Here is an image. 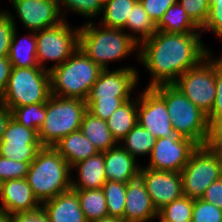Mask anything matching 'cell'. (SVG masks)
Listing matches in <instances>:
<instances>
[{
    "label": "cell",
    "instance_id": "f1b7e54d",
    "mask_svg": "<svg viewBox=\"0 0 222 222\" xmlns=\"http://www.w3.org/2000/svg\"><path fill=\"white\" fill-rule=\"evenodd\" d=\"M138 0H105L101 15V26L105 28L123 29L131 8Z\"/></svg>",
    "mask_w": 222,
    "mask_h": 222
},
{
    "label": "cell",
    "instance_id": "5bb4252c",
    "mask_svg": "<svg viewBox=\"0 0 222 222\" xmlns=\"http://www.w3.org/2000/svg\"><path fill=\"white\" fill-rule=\"evenodd\" d=\"M10 3L28 31H40L64 21L56 0H11Z\"/></svg>",
    "mask_w": 222,
    "mask_h": 222
},
{
    "label": "cell",
    "instance_id": "7dc6e473",
    "mask_svg": "<svg viewBox=\"0 0 222 222\" xmlns=\"http://www.w3.org/2000/svg\"><path fill=\"white\" fill-rule=\"evenodd\" d=\"M12 118V112L5 105L0 102V142L3 138L5 129L7 128L10 119Z\"/></svg>",
    "mask_w": 222,
    "mask_h": 222
},
{
    "label": "cell",
    "instance_id": "d6a6232c",
    "mask_svg": "<svg viewBox=\"0 0 222 222\" xmlns=\"http://www.w3.org/2000/svg\"><path fill=\"white\" fill-rule=\"evenodd\" d=\"M12 118L30 129H40L46 117V103H37L11 109Z\"/></svg>",
    "mask_w": 222,
    "mask_h": 222
},
{
    "label": "cell",
    "instance_id": "30bf717a",
    "mask_svg": "<svg viewBox=\"0 0 222 222\" xmlns=\"http://www.w3.org/2000/svg\"><path fill=\"white\" fill-rule=\"evenodd\" d=\"M35 35L38 65L48 71L65 62L79 48V27L72 29L67 20L36 31ZM47 61H53V66H46Z\"/></svg>",
    "mask_w": 222,
    "mask_h": 222
},
{
    "label": "cell",
    "instance_id": "484cf974",
    "mask_svg": "<svg viewBox=\"0 0 222 222\" xmlns=\"http://www.w3.org/2000/svg\"><path fill=\"white\" fill-rule=\"evenodd\" d=\"M110 132L119 143L137 125V96L117 108L106 121Z\"/></svg>",
    "mask_w": 222,
    "mask_h": 222
},
{
    "label": "cell",
    "instance_id": "d6986e66",
    "mask_svg": "<svg viewBox=\"0 0 222 222\" xmlns=\"http://www.w3.org/2000/svg\"><path fill=\"white\" fill-rule=\"evenodd\" d=\"M103 153L107 181L128 183L139 177L142 165L120 144Z\"/></svg>",
    "mask_w": 222,
    "mask_h": 222
},
{
    "label": "cell",
    "instance_id": "74e56055",
    "mask_svg": "<svg viewBox=\"0 0 222 222\" xmlns=\"http://www.w3.org/2000/svg\"><path fill=\"white\" fill-rule=\"evenodd\" d=\"M31 162L14 161L0 155V179H24L27 177Z\"/></svg>",
    "mask_w": 222,
    "mask_h": 222
},
{
    "label": "cell",
    "instance_id": "f907efd6",
    "mask_svg": "<svg viewBox=\"0 0 222 222\" xmlns=\"http://www.w3.org/2000/svg\"><path fill=\"white\" fill-rule=\"evenodd\" d=\"M2 187H3V181L0 179V196H1V193H2Z\"/></svg>",
    "mask_w": 222,
    "mask_h": 222
},
{
    "label": "cell",
    "instance_id": "f6af8a7d",
    "mask_svg": "<svg viewBox=\"0 0 222 222\" xmlns=\"http://www.w3.org/2000/svg\"><path fill=\"white\" fill-rule=\"evenodd\" d=\"M202 200L214 204L222 209V177L214 181L201 197Z\"/></svg>",
    "mask_w": 222,
    "mask_h": 222
},
{
    "label": "cell",
    "instance_id": "6da1fadb",
    "mask_svg": "<svg viewBox=\"0 0 222 222\" xmlns=\"http://www.w3.org/2000/svg\"><path fill=\"white\" fill-rule=\"evenodd\" d=\"M202 33H165L156 31L139 45L140 63L151 74L147 88L173 84L211 52L201 40Z\"/></svg>",
    "mask_w": 222,
    "mask_h": 222
},
{
    "label": "cell",
    "instance_id": "44dd1931",
    "mask_svg": "<svg viewBox=\"0 0 222 222\" xmlns=\"http://www.w3.org/2000/svg\"><path fill=\"white\" fill-rule=\"evenodd\" d=\"M77 171V179L71 180V189H101L106 183L104 153L79 161L71 167Z\"/></svg>",
    "mask_w": 222,
    "mask_h": 222
},
{
    "label": "cell",
    "instance_id": "9c48e42d",
    "mask_svg": "<svg viewBox=\"0 0 222 222\" xmlns=\"http://www.w3.org/2000/svg\"><path fill=\"white\" fill-rule=\"evenodd\" d=\"M210 52L198 65L180 75L173 85L208 115L216 96L215 57Z\"/></svg>",
    "mask_w": 222,
    "mask_h": 222
},
{
    "label": "cell",
    "instance_id": "5b68a950",
    "mask_svg": "<svg viewBox=\"0 0 222 222\" xmlns=\"http://www.w3.org/2000/svg\"><path fill=\"white\" fill-rule=\"evenodd\" d=\"M152 89L165 101L175 133L204 146L209 130L207 115L173 84H162Z\"/></svg>",
    "mask_w": 222,
    "mask_h": 222
},
{
    "label": "cell",
    "instance_id": "e0dca14e",
    "mask_svg": "<svg viewBox=\"0 0 222 222\" xmlns=\"http://www.w3.org/2000/svg\"><path fill=\"white\" fill-rule=\"evenodd\" d=\"M124 222H149L158 218L146 185L142 178L126 184Z\"/></svg>",
    "mask_w": 222,
    "mask_h": 222
},
{
    "label": "cell",
    "instance_id": "52a82bcc",
    "mask_svg": "<svg viewBox=\"0 0 222 222\" xmlns=\"http://www.w3.org/2000/svg\"><path fill=\"white\" fill-rule=\"evenodd\" d=\"M51 96L49 71L41 67H12L1 103L9 110L46 103Z\"/></svg>",
    "mask_w": 222,
    "mask_h": 222
},
{
    "label": "cell",
    "instance_id": "f546056e",
    "mask_svg": "<svg viewBox=\"0 0 222 222\" xmlns=\"http://www.w3.org/2000/svg\"><path fill=\"white\" fill-rule=\"evenodd\" d=\"M157 138L140 126L137 125L119 142L135 159L144 155H149L156 143Z\"/></svg>",
    "mask_w": 222,
    "mask_h": 222
},
{
    "label": "cell",
    "instance_id": "e575fe53",
    "mask_svg": "<svg viewBox=\"0 0 222 222\" xmlns=\"http://www.w3.org/2000/svg\"><path fill=\"white\" fill-rule=\"evenodd\" d=\"M130 99L132 98L87 99V111L95 117L107 121L117 108Z\"/></svg>",
    "mask_w": 222,
    "mask_h": 222
},
{
    "label": "cell",
    "instance_id": "9a60e30c",
    "mask_svg": "<svg viewBox=\"0 0 222 222\" xmlns=\"http://www.w3.org/2000/svg\"><path fill=\"white\" fill-rule=\"evenodd\" d=\"M139 76L137 69L132 66L103 69L87 99L131 98L132 92L137 88Z\"/></svg>",
    "mask_w": 222,
    "mask_h": 222
},
{
    "label": "cell",
    "instance_id": "b9f144b4",
    "mask_svg": "<svg viewBox=\"0 0 222 222\" xmlns=\"http://www.w3.org/2000/svg\"><path fill=\"white\" fill-rule=\"evenodd\" d=\"M144 10L155 24L159 22L161 17L166 13L168 8L177 3L178 0H139Z\"/></svg>",
    "mask_w": 222,
    "mask_h": 222
},
{
    "label": "cell",
    "instance_id": "4fadbf2b",
    "mask_svg": "<svg viewBox=\"0 0 222 222\" xmlns=\"http://www.w3.org/2000/svg\"><path fill=\"white\" fill-rule=\"evenodd\" d=\"M42 147L38 131L11 118L0 142V155L14 161L32 162Z\"/></svg>",
    "mask_w": 222,
    "mask_h": 222
},
{
    "label": "cell",
    "instance_id": "8fae6325",
    "mask_svg": "<svg viewBox=\"0 0 222 222\" xmlns=\"http://www.w3.org/2000/svg\"><path fill=\"white\" fill-rule=\"evenodd\" d=\"M197 147L191 139L176 133L169 138H158L149 156V164L141 168L181 173Z\"/></svg>",
    "mask_w": 222,
    "mask_h": 222
},
{
    "label": "cell",
    "instance_id": "d590c367",
    "mask_svg": "<svg viewBox=\"0 0 222 222\" xmlns=\"http://www.w3.org/2000/svg\"><path fill=\"white\" fill-rule=\"evenodd\" d=\"M192 222H222V209L201 198L194 199Z\"/></svg>",
    "mask_w": 222,
    "mask_h": 222
},
{
    "label": "cell",
    "instance_id": "83f0119b",
    "mask_svg": "<svg viewBox=\"0 0 222 222\" xmlns=\"http://www.w3.org/2000/svg\"><path fill=\"white\" fill-rule=\"evenodd\" d=\"M79 198L80 207L88 222L108 216L103 189H73Z\"/></svg>",
    "mask_w": 222,
    "mask_h": 222
},
{
    "label": "cell",
    "instance_id": "7c38bea8",
    "mask_svg": "<svg viewBox=\"0 0 222 222\" xmlns=\"http://www.w3.org/2000/svg\"><path fill=\"white\" fill-rule=\"evenodd\" d=\"M137 96V122L153 137L169 138L175 134L165 101L152 89L145 88Z\"/></svg>",
    "mask_w": 222,
    "mask_h": 222
},
{
    "label": "cell",
    "instance_id": "8992f818",
    "mask_svg": "<svg viewBox=\"0 0 222 222\" xmlns=\"http://www.w3.org/2000/svg\"><path fill=\"white\" fill-rule=\"evenodd\" d=\"M87 111L86 101L51 95L46 102V117L38 130L42 146H54L64 136L80 130Z\"/></svg>",
    "mask_w": 222,
    "mask_h": 222
},
{
    "label": "cell",
    "instance_id": "f35d334b",
    "mask_svg": "<svg viewBox=\"0 0 222 222\" xmlns=\"http://www.w3.org/2000/svg\"><path fill=\"white\" fill-rule=\"evenodd\" d=\"M178 2L200 27L206 23L210 9L209 0H178Z\"/></svg>",
    "mask_w": 222,
    "mask_h": 222
},
{
    "label": "cell",
    "instance_id": "836d02e7",
    "mask_svg": "<svg viewBox=\"0 0 222 222\" xmlns=\"http://www.w3.org/2000/svg\"><path fill=\"white\" fill-rule=\"evenodd\" d=\"M59 4L61 14L66 20V13L62 11L68 10L76 14H80L85 18H89L88 22L93 21L91 18H98L103 9V0H56ZM63 7L65 10H63ZM91 19V20H90Z\"/></svg>",
    "mask_w": 222,
    "mask_h": 222
},
{
    "label": "cell",
    "instance_id": "1f68e13d",
    "mask_svg": "<svg viewBox=\"0 0 222 222\" xmlns=\"http://www.w3.org/2000/svg\"><path fill=\"white\" fill-rule=\"evenodd\" d=\"M126 184L106 181L102 189L106 198L108 216L118 218L124 222Z\"/></svg>",
    "mask_w": 222,
    "mask_h": 222
},
{
    "label": "cell",
    "instance_id": "bcb514c9",
    "mask_svg": "<svg viewBox=\"0 0 222 222\" xmlns=\"http://www.w3.org/2000/svg\"><path fill=\"white\" fill-rule=\"evenodd\" d=\"M12 70V64L9 61L8 57L0 58V101L5 92L8 79L10 77Z\"/></svg>",
    "mask_w": 222,
    "mask_h": 222
},
{
    "label": "cell",
    "instance_id": "4dcf8cb0",
    "mask_svg": "<svg viewBox=\"0 0 222 222\" xmlns=\"http://www.w3.org/2000/svg\"><path fill=\"white\" fill-rule=\"evenodd\" d=\"M194 199L181 196L158 211L159 222L192 221Z\"/></svg>",
    "mask_w": 222,
    "mask_h": 222
},
{
    "label": "cell",
    "instance_id": "cb8c5ba5",
    "mask_svg": "<svg viewBox=\"0 0 222 222\" xmlns=\"http://www.w3.org/2000/svg\"><path fill=\"white\" fill-rule=\"evenodd\" d=\"M80 131L99 152H104L119 144L110 132L107 122L88 111L83 116Z\"/></svg>",
    "mask_w": 222,
    "mask_h": 222
},
{
    "label": "cell",
    "instance_id": "7a4b0ae2",
    "mask_svg": "<svg viewBox=\"0 0 222 222\" xmlns=\"http://www.w3.org/2000/svg\"><path fill=\"white\" fill-rule=\"evenodd\" d=\"M126 32L87 21L79 27V49L99 67L109 69V62L122 61L135 51L139 57V44Z\"/></svg>",
    "mask_w": 222,
    "mask_h": 222
},
{
    "label": "cell",
    "instance_id": "603a6c76",
    "mask_svg": "<svg viewBox=\"0 0 222 222\" xmlns=\"http://www.w3.org/2000/svg\"><path fill=\"white\" fill-rule=\"evenodd\" d=\"M18 30L15 28L11 45L9 47L8 58L12 67H39L37 62V40L34 31L27 36L18 38Z\"/></svg>",
    "mask_w": 222,
    "mask_h": 222
},
{
    "label": "cell",
    "instance_id": "7bdbcfd3",
    "mask_svg": "<svg viewBox=\"0 0 222 222\" xmlns=\"http://www.w3.org/2000/svg\"><path fill=\"white\" fill-rule=\"evenodd\" d=\"M208 121L209 130L205 146L222 155V117Z\"/></svg>",
    "mask_w": 222,
    "mask_h": 222
},
{
    "label": "cell",
    "instance_id": "ee69618b",
    "mask_svg": "<svg viewBox=\"0 0 222 222\" xmlns=\"http://www.w3.org/2000/svg\"><path fill=\"white\" fill-rule=\"evenodd\" d=\"M10 220L11 222H50L49 216L42 206L30 212L10 214Z\"/></svg>",
    "mask_w": 222,
    "mask_h": 222
},
{
    "label": "cell",
    "instance_id": "ba28073f",
    "mask_svg": "<svg viewBox=\"0 0 222 222\" xmlns=\"http://www.w3.org/2000/svg\"><path fill=\"white\" fill-rule=\"evenodd\" d=\"M183 194L192 199L201 198L206 189L222 177V155L204 146H198L181 171Z\"/></svg>",
    "mask_w": 222,
    "mask_h": 222
},
{
    "label": "cell",
    "instance_id": "3957f363",
    "mask_svg": "<svg viewBox=\"0 0 222 222\" xmlns=\"http://www.w3.org/2000/svg\"><path fill=\"white\" fill-rule=\"evenodd\" d=\"M72 169L52 146H42L30 163L26 180L42 204L71 189Z\"/></svg>",
    "mask_w": 222,
    "mask_h": 222
},
{
    "label": "cell",
    "instance_id": "277c9868",
    "mask_svg": "<svg viewBox=\"0 0 222 222\" xmlns=\"http://www.w3.org/2000/svg\"><path fill=\"white\" fill-rule=\"evenodd\" d=\"M103 69L79 48L62 64L51 68V95L87 100Z\"/></svg>",
    "mask_w": 222,
    "mask_h": 222
},
{
    "label": "cell",
    "instance_id": "681fc988",
    "mask_svg": "<svg viewBox=\"0 0 222 222\" xmlns=\"http://www.w3.org/2000/svg\"><path fill=\"white\" fill-rule=\"evenodd\" d=\"M0 222H11L10 215L5 212L0 211Z\"/></svg>",
    "mask_w": 222,
    "mask_h": 222
},
{
    "label": "cell",
    "instance_id": "2e32d148",
    "mask_svg": "<svg viewBox=\"0 0 222 222\" xmlns=\"http://www.w3.org/2000/svg\"><path fill=\"white\" fill-rule=\"evenodd\" d=\"M139 176L157 211L184 195L181 173L141 168Z\"/></svg>",
    "mask_w": 222,
    "mask_h": 222
},
{
    "label": "cell",
    "instance_id": "7402d4cb",
    "mask_svg": "<svg viewBox=\"0 0 222 222\" xmlns=\"http://www.w3.org/2000/svg\"><path fill=\"white\" fill-rule=\"evenodd\" d=\"M72 167L79 161L99 153L98 149L78 130L64 136L53 146Z\"/></svg>",
    "mask_w": 222,
    "mask_h": 222
},
{
    "label": "cell",
    "instance_id": "c3c4849f",
    "mask_svg": "<svg viewBox=\"0 0 222 222\" xmlns=\"http://www.w3.org/2000/svg\"><path fill=\"white\" fill-rule=\"evenodd\" d=\"M91 222H123V221L115 217L107 216L104 218L93 220Z\"/></svg>",
    "mask_w": 222,
    "mask_h": 222
},
{
    "label": "cell",
    "instance_id": "d4e9b609",
    "mask_svg": "<svg viewBox=\"0 0 222 222\" xmlns=\"http://www.w3.org/2000/svg\"><path fill=\"white\" fill-rule=\"evenodd\" d=\"M165 33H201V27L189 16L179 2L168 8L156 24Z\"/></svg>",
    "mask_w": 222,
    "mask_h": 222
},
{
    "label": "cell",
    "instance_id": "ac0fdd59",
    "mask_svg": "<svg viewBox=\"0 0 222 222\" xmlns=\"http://www.w3.org/2000/svg\"><path fill=\"white\" fill-rule=\"evenodd\" d=\"M0 211L10 214L30 212L42 206L26 178L3 182Z\"/></svg>",
    "mask_w": 222,
    "mask_h": 222
},
{
    "label": "cell",
    "instance_id": "60d3db41",
    "mask_svg": "<svg viewBox=\"0 0 222 222\" xmlns=\"http://www.w3.org/2000/svg\"><path fill=\"white\" fill-rule=\"evenodd\" d=\"M215 81L216 96L211 112L207 115L208 119L222 117V55L215 58Z\"/></svg>",
    "mask_w": 222,
    "mask_h": 222
},
{
    "label": "cell",
    "instance_id": "4316f807",
    "mask_svg": "<svg viewBox=\"0 0 222 222\" xmlns=\"http://www.w3.org/2000/svg\"><path fill=\"white\" fill-rule=\"evenodd\" d=\"M128 31L129 35L140 45L156 33V24L144 10L143 5L138 0L131 8V13L127 17L126 25L123 28Z\"/></svg>",
    "mask_w": 222,
    "mask_h": 222
},
{
    "label": "cell",
    "instance_id": "ffe728a7",
    "mask_svg": "<svg viewBox=\"0 0 222 222\" xmlns=\"http://www.w3.org/2000/svg\"><path fill=\"white\" fill-rule=\"evenodd\" d=\"M50 222H88L77 193L70 189L42 203Z\"/></svg>",
    "mask_w": 222,
    "mask_h": 222
},
{
    "label": "cell",
    "instance_id": "ab89813d",
    "mask_svg": "<svg viewBox=\"0 0 222 222\" xmlns=\"http://www.w3.org/2000/svg\"><path fill=\"white\" fill-rule=\"evenodd\" d=\"M210 9L201 32L211 31L222 40V0H209Z\"/></svg>",
    "mask_w": 222,
    "mask_h": 222
},
{
    "label": "cell",
    "instance_id": "8d00e7d4",
    "mask_svg": "<svg viewBox=\"0 0 222 222\" xmlns=\"http://www.w3.org/2000/svg\"><path fill=\"white\" fill-rule=\"evenodd\" d=\"M16 20L9 10L0 13V58L8 57Z\"/></svg>",
    "mask_w": 222,
    "mask_h": 222
}]
</instances>
